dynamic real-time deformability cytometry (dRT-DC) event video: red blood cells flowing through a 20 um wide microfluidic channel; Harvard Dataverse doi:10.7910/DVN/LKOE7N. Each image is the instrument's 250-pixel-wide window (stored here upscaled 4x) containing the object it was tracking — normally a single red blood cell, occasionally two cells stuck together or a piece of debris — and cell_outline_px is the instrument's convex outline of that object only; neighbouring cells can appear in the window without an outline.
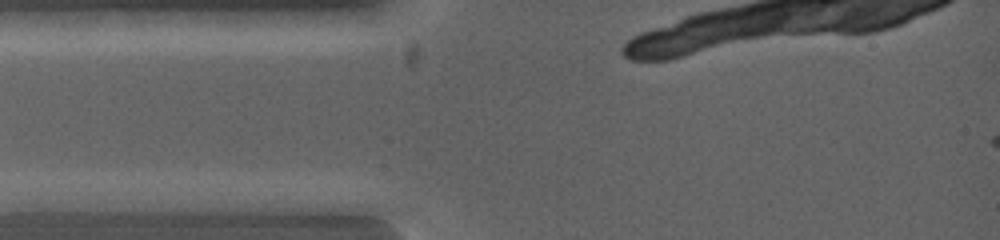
{"species": "common noctule bat (a hibernating species)", "species_latin": "Nyctalus noctula", "temperature_condition": "warm", "stored_images_in_passage": 3, "camera_frame_rate_fps": 5000, "um_per_image_px": 0.085, "animal": {"sex": "female", "body_mass_g": 19.0, "forearm_length_mm": 53.3}, "frame": {"image": 1, "passage_image": 1, "time_ms": 0.0, "image_size_px": [1000, 240], "cell_outline_px": [[128, 200], [84, 212], [36, 212], [12, 200], [40, 192], [104, 192]], "centroid_in_image_um": [5.77, 17.12], "position_along_channel_um": 79.2, "area_um2": 12.31}}